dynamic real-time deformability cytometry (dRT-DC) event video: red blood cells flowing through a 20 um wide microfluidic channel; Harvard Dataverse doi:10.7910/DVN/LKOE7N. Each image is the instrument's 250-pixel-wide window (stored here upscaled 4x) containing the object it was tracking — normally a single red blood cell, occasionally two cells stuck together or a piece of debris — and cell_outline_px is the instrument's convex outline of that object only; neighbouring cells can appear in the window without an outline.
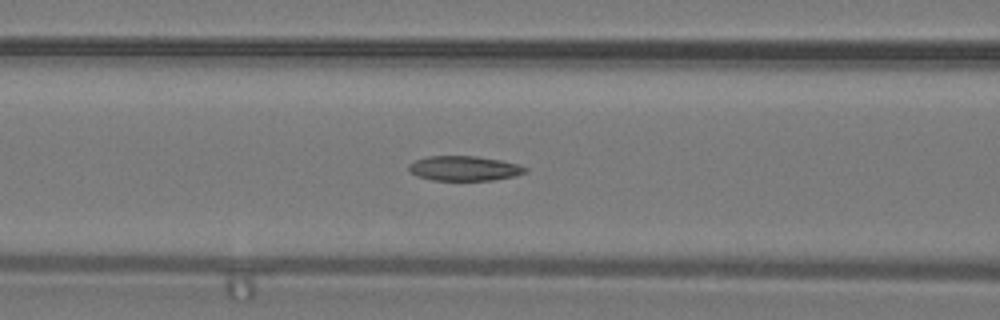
{"species": "common noctule bat (a hibernating species)", "species_latin": "Nyctalus noctula", "temperature_condition": "warm", "stored_images_in_passage": 31, "camera_frame_rate_fps": 3000, "um_per_image_px": 0.085, "animal": {"sex": "male", "body_mass_g": 19.2, "forearm_length_mm": 51.8}, "frame": {"image": 1, "passage_image": 11, "time_ms": 3.333, "image_size_px": [1000, 320], "cell_outline_px": [[528, 172], [516, 176], [492, 180], [432, 180], [416, 176], [408, 168], [408, 164], [416, 160], [428, 156], [476, 156], [500, 160], [520, 164], [528, 168]], "centroid_in_image_um": [39.5, 14.31], "position_along_channel_um": 127.1, "area_um2": 16.94}}
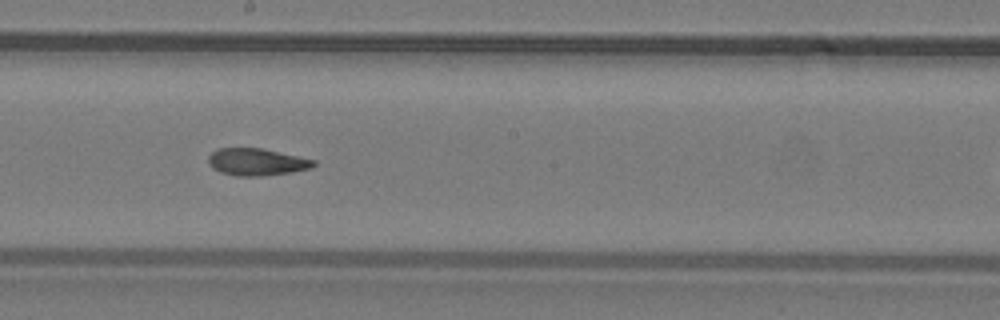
{"frame": {"image": 2, "passage_image": 18, "time_ms": 5.667, "image_size_px": [1000, 320], "cell_outline_px": [[316, 164], [312, 168], [292, 172], [260, 176], [236, 176], [220, 172], [212, 168], [208, 164], [208, 156], [216, 148], [264, 148], [316, 160]], "centroid_in_image_um": [21.81, 13.76], "position_along_channel_um": 226.4, "area_um2": 16.88}}
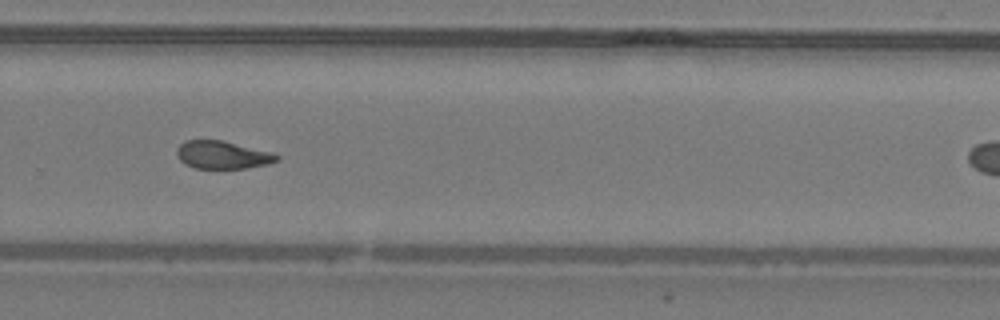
{"frame": {"image": 3, "passage_image": 24, "time_ms": 7.667, "image_size_px": [1000, 320], "cell_outline_px": [[280, 160], [268, 164], [244, 168], [196, 168], [184, 164], [176, 156], [176, 148], [184, 140], [220, 140], [272, 152], [280, 156]], "centroid_in_image_um": [18.89, 13.16], "position_along_channel_um": 310.9, "area_um2": 16.24}}